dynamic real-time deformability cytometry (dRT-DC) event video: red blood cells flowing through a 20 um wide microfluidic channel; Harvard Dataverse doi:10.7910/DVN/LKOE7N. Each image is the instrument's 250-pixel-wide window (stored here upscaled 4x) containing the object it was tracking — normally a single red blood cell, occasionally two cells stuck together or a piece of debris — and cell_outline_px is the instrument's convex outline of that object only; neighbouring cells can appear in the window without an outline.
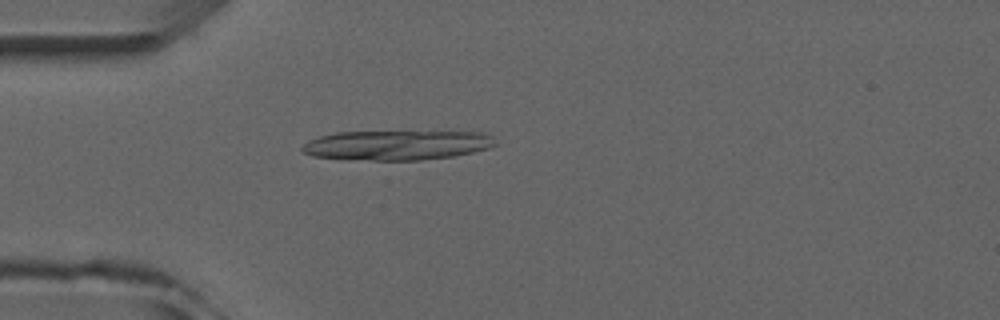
{"species": "common noctule bat (a hibernating species)", "species_latin": "Nyctalus noctula", "temperature_condition": "room temperature", "stored_images_in_passage": 3, "camera_frame_rate_fps": 3000, "um_per_image_px": 0.085, "animal": {"sex": "male", "forearm_length_mm": 52.5}, "frame": {"image": 1, "passage_image": 3, "time_ms": 3.333, "image_size_px": [1000, 320], "cell_outline_px": [[500, 144], [488, 148], [472, 152], [452, 156], [420, 160], [348, 160], [312, 156], [304, 152], [300, 148], [308, 140], [320, 136], [336, 132], [484, 132], [492, 136]], "centroid_in_image_um": [33.73, 12.34], "position_along_channel_um": 51.3, "area_um2": 33.58}}